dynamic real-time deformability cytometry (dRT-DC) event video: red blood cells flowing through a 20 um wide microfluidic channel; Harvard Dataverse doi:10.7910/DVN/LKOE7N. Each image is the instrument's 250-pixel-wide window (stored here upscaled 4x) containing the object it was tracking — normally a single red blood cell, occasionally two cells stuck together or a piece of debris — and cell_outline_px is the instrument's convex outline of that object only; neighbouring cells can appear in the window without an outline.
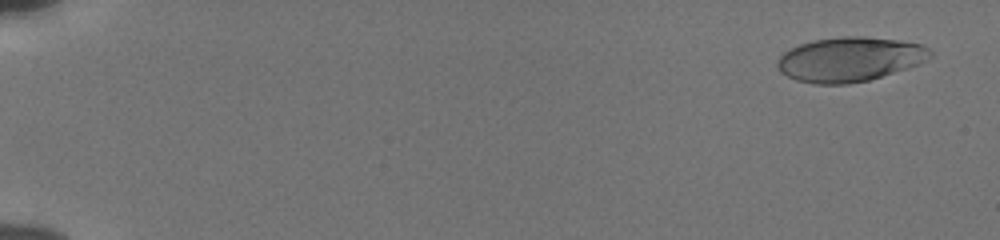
{"species": "human", "species_latin": "Homo sapiens", "temperature_condition": "cold", "stored_images_in_passage": 55, "camera_frame_rate_fps": 3000, "um_per_image_px": 0.085, "donor": {"sex": "male"}, "frame": {"image": 1, "passage_image": 3, "time_ms": 0.667, "image_size_px": [1000, 240], "cell_outline_px": [[932, 56], [920, 64], [868, 80], [848, 84], [816, 84], [796, 80], [780, 72], [776, 64], [776, 60], [784, 52], [800, 44], [816, 40], [840, 36], [864, 36], [900, 40], [920, 44], [928, 48], [932, 52]], "centroid_in_image_um": [72.23, 5.04], "position_along_channel_um": 12.8, "area_um2": 39.59}}
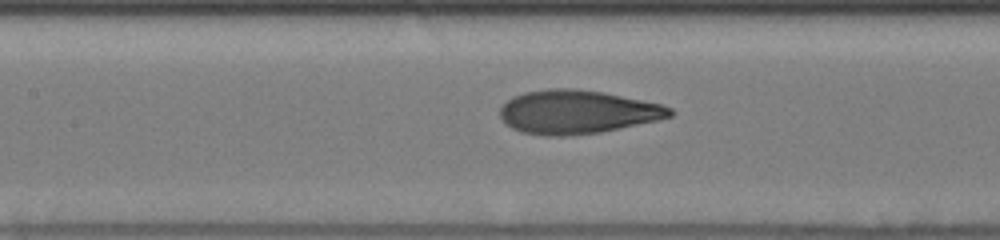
{"frame": {"image": 2, "passage_image": 28, "time_ms": 9.0, "image_size_px": [1000, 240], "cell_outline_px": [[676, 112], [672, 116], [656, 120], [600, 132], [572, 136], [544, 136], [520, 132], [504, 124], [500, 116], [500, 108], [512, 96], [524, 92], [548, 88], [572, 88], [604, 92], [660, 104], [672, 108]], "centroid_in_image_um": [49.02, 9.52], "position_along_channel_um": 158.4, "area_um2": 43.35}}
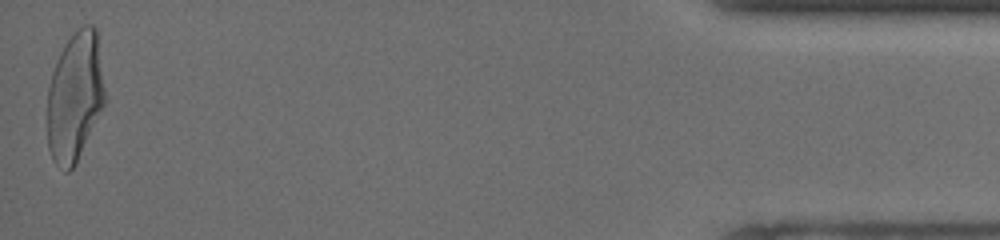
{"frame": {"image": 3, "passage_image": 55, "time_ms": 18.0, "image_size_px": [1000, 240], "cell_outline_px": [[104, 104], [76, 164], [68, 172], [64, 172], [52, 160], [48, 148], [48, 88], [52, 72], [56, 60], [64, 44], [84, 24], [92, 24], [96, 28], [104, 88]], "centroid_in_image_um": [6.34, 8.25], "position_along_channel_um": 428.9, "area_um2": 43.0}, "authors_computed_cell_mechanics": {"area_um2": 41.7894, "velocity_mm_per_s": 3.8522, "shape_relaxation_time_tau1_ms": 4.0454, "shape_relaxation_time_tau2_ms": 0.8177, "deformation_change_tau1": 0.19, "deformation_change_tau2": 0.0686}}